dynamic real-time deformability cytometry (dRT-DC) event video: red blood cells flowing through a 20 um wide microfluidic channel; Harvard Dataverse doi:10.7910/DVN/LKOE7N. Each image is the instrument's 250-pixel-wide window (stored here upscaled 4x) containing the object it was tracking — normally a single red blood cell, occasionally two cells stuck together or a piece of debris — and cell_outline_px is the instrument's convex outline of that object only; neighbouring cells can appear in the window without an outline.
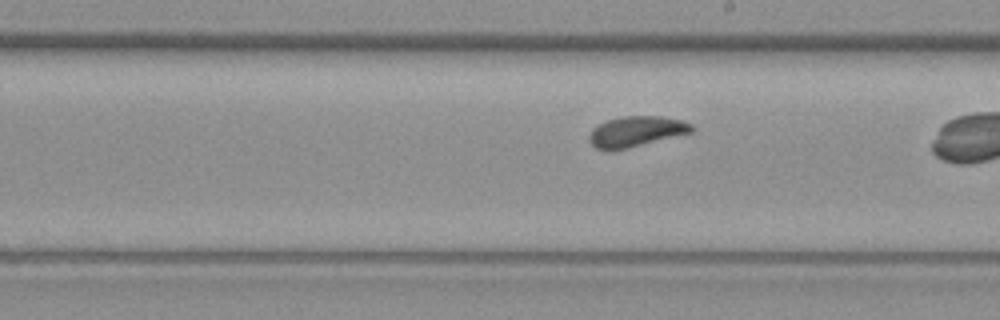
{"species": "common noctule bat (a hibernating species)", "species_latin": "Nyctalus noctula", "temperature_condition": "warm", "stored_images_in_passage": 29, "camera_frame_rate_fps": 3000, "um_per_image_px": 0.085, "animal": {"sex": "female", "body_mass_g": 19.3, "forearm_length_mm": 54.1}, "frame": {"image": 1, "passage_image": 21, "time_ms": 6.667, "image_size_px": [1000, 320], "cell_outline_px": [[696, 128], [692, 132], [628, 148], [596, 148], [588, 140], [588, 136], [592, 128], [608, 120], [624, 116], [660, 116], [680, 120], [692, 124]], "centroid_in_image_um": [54.1, 11.15], "position_along_channel_um": 234.9, "area_um2": 17.8}}